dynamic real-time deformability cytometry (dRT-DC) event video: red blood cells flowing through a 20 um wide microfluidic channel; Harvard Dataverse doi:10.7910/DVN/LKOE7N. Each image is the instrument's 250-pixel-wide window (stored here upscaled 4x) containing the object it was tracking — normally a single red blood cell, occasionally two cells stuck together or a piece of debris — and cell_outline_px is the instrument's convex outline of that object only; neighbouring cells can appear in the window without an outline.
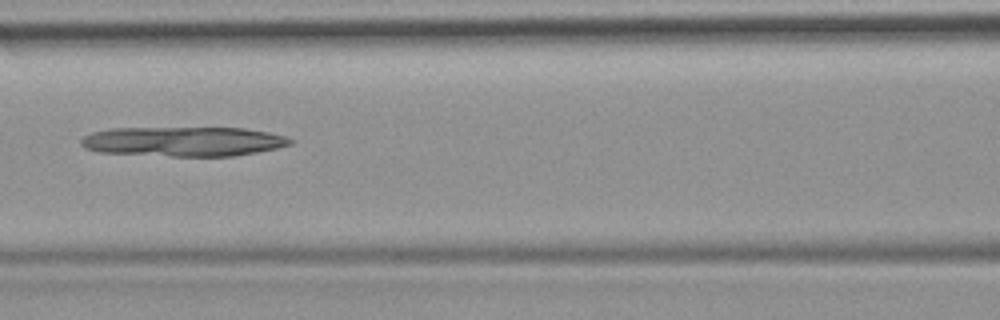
{"species": "common noctule bat (a hibernating species)", "species_latin": "Nyctalus noctula", "temperature_condition": "room temperature", "stored_images_in_passage": 47, "camera_frame_rate_fps": 3000, "um_per_image_px": 0.085, "animal": {"sex": "female", "body_mass_g": 19.9}, "frame": {"image": 1, "passage_image": 21, "time_ms": 6.667, "image_size_px": [1000, 320], "cell_outline_px": [[296, 140], [292, 144], [276, 148], [256, 152], [232, 156], [172, 156], [100, 152], [84, 148], [80, 144], [80, 140], [84, 136], [92, 132], [112, 128], [244, 128], [268, 132], [288, 136]], "centroid_in_image_um": [15.62, 12.02], "position_along_channel_um": 151.0, "area_um2": 36.18}}
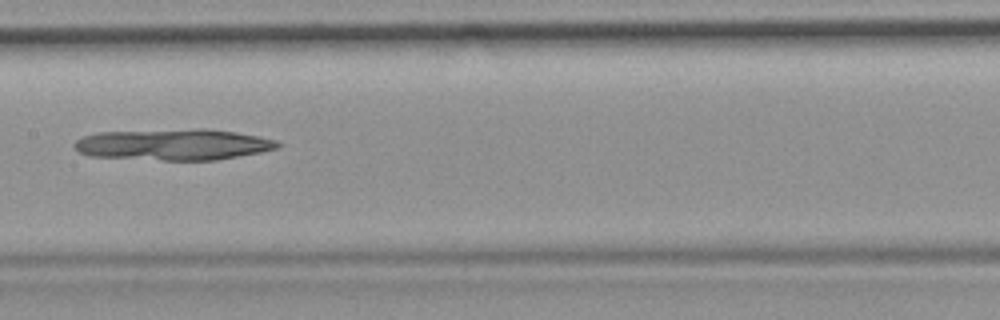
{"frame": {"image": 2, "passage_image": 24, "time_ms": 7.667, "image_size_px": [1000, 320], "cell_outline_px": [[280, 144], [276, 148], [260, 152], [216, 160], [164, 160], [88, 156], [80, 152], [72, 144], [80, 136], [96, 132], [200, 128], [204, 128], [236, 132], [276, 140]], "centroid_in_image_um": [14.68, 12.27], "position_along_channel_um": 192.7, "area_um2": 37.05}}
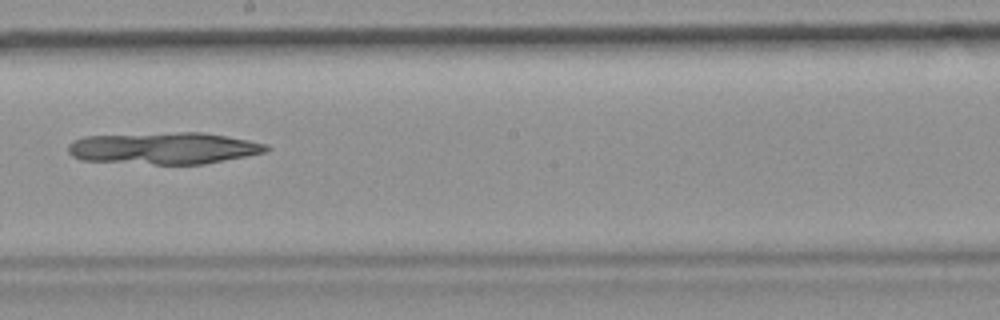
{"frame": {"image": 3, "passage_image": 27, "time_ms": 8.667, "image_size_px": [1000, 320], "cell_outline_px": [[272, 148], [264, 152], [204, 164], [156, 164], [80, 160], [72, 156], [68, 152], [68, 144], [72, 140], [84, 136], [180, 132], [204, 132], [248, 140], [268, 144]], "centroid_in_image_um": [13.9, 12.59], "position_along_channel_um": 234.3, "area_um2": 36.7}}